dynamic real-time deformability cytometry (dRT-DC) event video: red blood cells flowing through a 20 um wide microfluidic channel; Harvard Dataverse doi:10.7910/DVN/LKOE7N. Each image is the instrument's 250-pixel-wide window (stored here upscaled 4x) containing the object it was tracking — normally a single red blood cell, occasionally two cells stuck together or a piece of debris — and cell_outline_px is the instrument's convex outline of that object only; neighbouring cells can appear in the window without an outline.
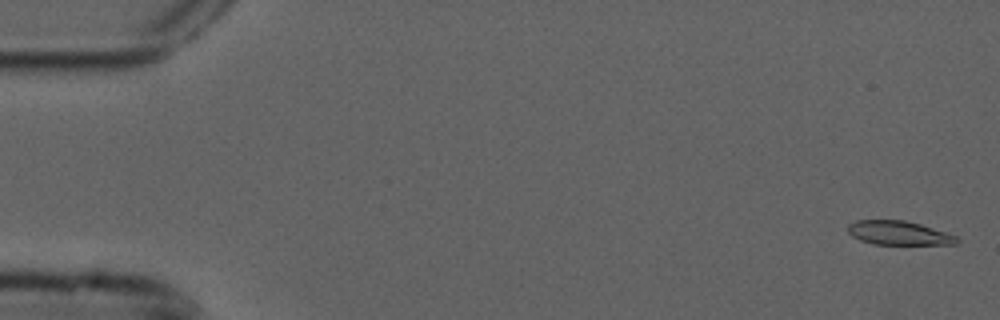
{"species": "common noctule bat (a hibernating species)", "species_latin": "Nyctalus noctula", "temperature_condition": "cold", "stored_images_in_passage": 5, "camera_frame_rate_fps": 3000, "um_per_image_px": 0.085, "animal": {"sex": "male", "forearm_length_mm": 52.5}, "frame": {"image": 1, "passage_image": 1, "time_ms": 0.0, "image_size_px": [1000, 320], "cell_outline_px": [[960, 240], [956, 244], [876, 244], [860, 240], [852, 236], [848, 232], [848, 224], [856, 220], [904, 220], [920, 224], [956, 236]], "centroid_in_image_um": [76.36, 19.8], "position_along_channel_um": 8.6, "area_um2": 15.03}}
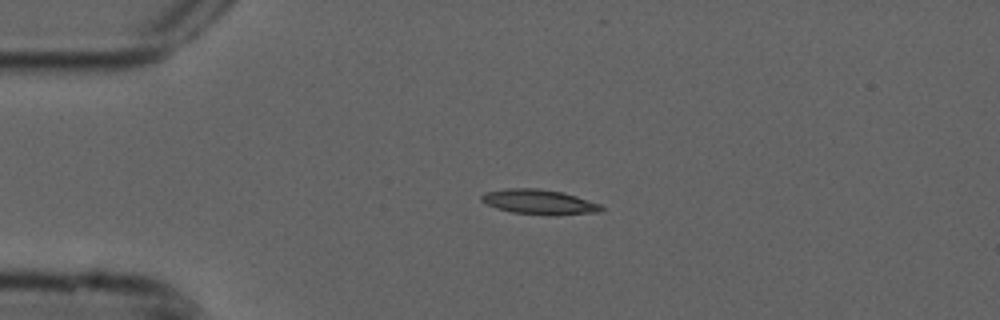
{"frame": {"image": 2, "passage_image": 4, "time_ms": 1.0, "image_size_px": [1000, 320], "cell_outline_px": [[604, 208], [600, 212], [556, 216], [552, 216], [512, 212], [496, 208], [480, 200], [480, 196], [484, 192], [504, 188], [536, 188], [560, 192], [576, 196], [600, 204]], "centroid_in_image_um": [45.82, 17.17], "position_along_channel_um": 39.2, "area_um2": 17.51}}